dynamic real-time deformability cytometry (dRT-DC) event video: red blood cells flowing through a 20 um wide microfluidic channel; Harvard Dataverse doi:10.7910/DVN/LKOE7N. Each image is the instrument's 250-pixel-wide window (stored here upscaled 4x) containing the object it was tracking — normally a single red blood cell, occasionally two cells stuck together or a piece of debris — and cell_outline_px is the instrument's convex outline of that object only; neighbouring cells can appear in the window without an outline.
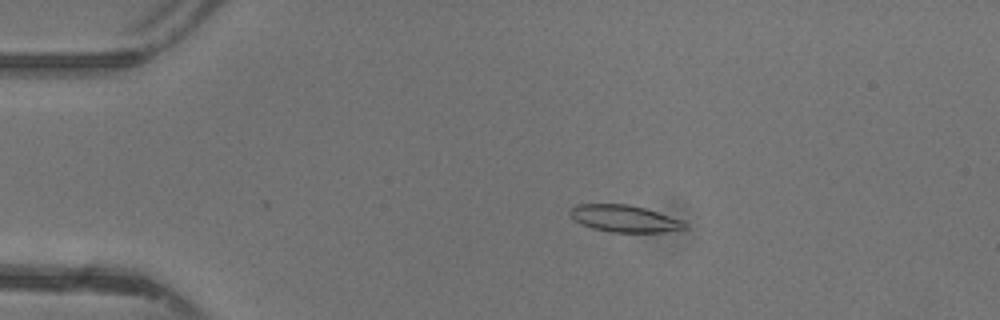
{"species": "common noctule bat (a hibernating species)", "species_latin": "Nyctalus noctula", "temperature_condition": "warm", "stored_images_in_passage": 48, "camera_frame_rate_fps": 3000, "um_per_image_px": 0.085, "animal": {"sex": "female"}, "frame": {"image": 1, "passage_image": 10, "time_ms": 3.0, "image_size_px": [1000, 320], "cell_outline_px": [[688, 228], [664, 232], [612, 232], [592, 228], [580, 224], [568, 212], [576, 204], [628, 204], [644, 208], [680, 220], [688, 224]], "centroid_in_image_um": [53.06, 18.58], "position_along_channel_um": 31.9, "area_um2": 17.8}}
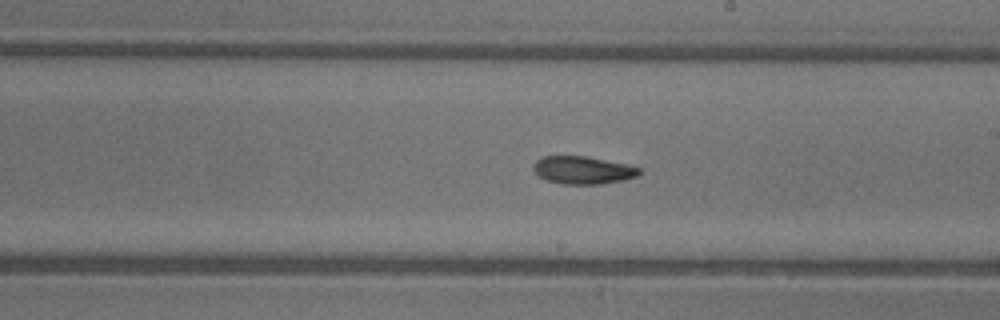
{"frame": {"image": 2, "passage_image": 28, "time_ms": 9.0, "image_size_px": [1000, 320], "cell_outline_px": [[640, 172], [636, 176], [624, 180], [600, 184], [560, 184], [548, 180], [540, 176], [532, 168], [536, 160], [544, 156], [584, 156], [624, 164], [640, 168]], "centroid_in_image_um": [49.52, 14.47], "position_along_channel_um": 239.5, "area_um2": 16.82}}
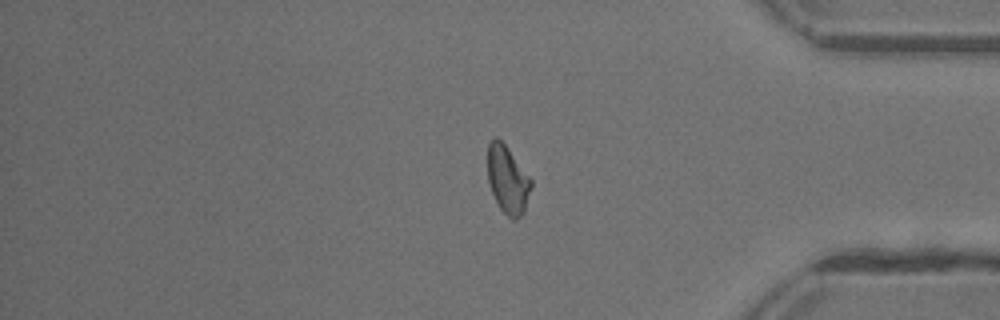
{"frame": {"image": 3, "passage_image": 40, "time_ms": 13.0, "image_size_px": [1000, 320], "cell_outline_px": [[532, 188], [524, 212], [516, 220], [512, 220], [500, 208], [488, 184], [488, 144], [496, 136], [508, 148], [532, 180]], "centroid_in_image_um": [43.16, 15.29], "position_along_channel_um": 392.0, "area_um2": 17.11}, "authors_computed_cell_mechanics": {"area_um2": 17.5423, "velocity_mm_per_s": 4.381, "shape_relaxation_time_tau1_ms": null, "shape_relaxation_time_tau2_ms": 3.9017, "deformation_change_tau1": null, "deformation_change_tau2": 0.1148}}